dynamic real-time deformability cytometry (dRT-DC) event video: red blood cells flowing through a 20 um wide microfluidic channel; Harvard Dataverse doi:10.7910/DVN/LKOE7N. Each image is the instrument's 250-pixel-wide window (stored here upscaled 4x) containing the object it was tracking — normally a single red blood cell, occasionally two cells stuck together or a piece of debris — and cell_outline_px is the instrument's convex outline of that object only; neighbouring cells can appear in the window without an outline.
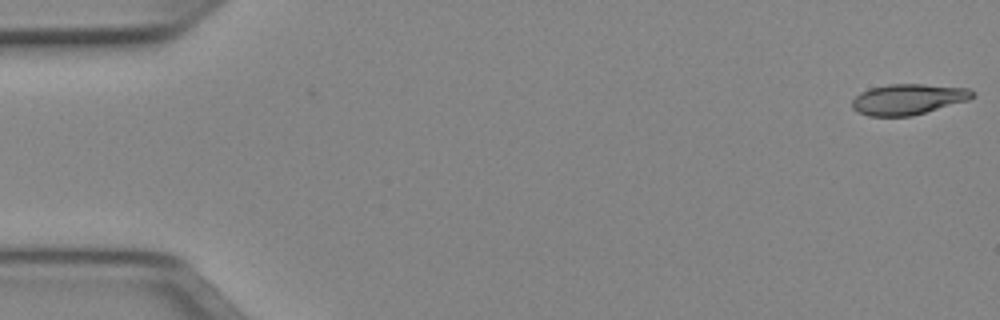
{"species": "Egyptian fruit bat (a non-hibernating species)", "species_latin": "Rousettus aegyptiacus", "temperature_condition": "cold", "stored_images_in_passage": 47, "camera_frame_rate_fps": 3000, "um_per_image_px": 0.085, "animal": {"sex": "female"}, "frame": {"image": 1, "passage_image": 1, "time_ms": 0.0, "image_size_px": [1000, 320], "cell_outline_px": [[976, 96], [968, 100], [912, 116], [868, 116], [856, 112], [852, 108], [852, 100], [860, 92], [872, 88], [888, 84], [924, 84], [968, 88], [976, 92]], "centroid_in_image_um": [77.19, 8.44], "position_along_channel_um": 7.8, "area_um2": 21.62}}
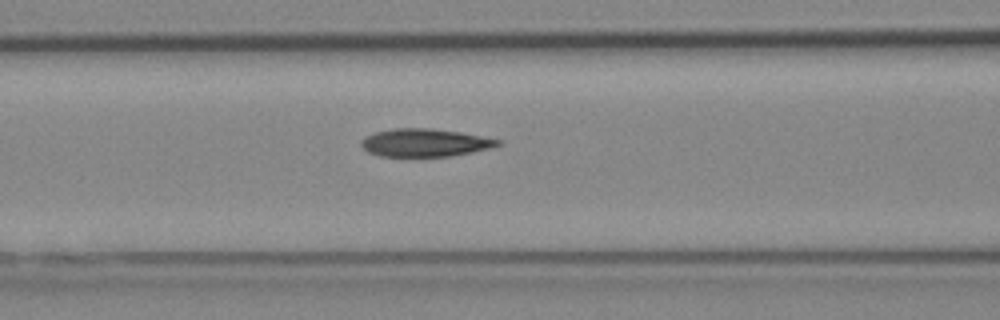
{"frame": {"image": 2, "passage_image": 21, "time_ms": 6.667, "image_size_px": [1000, 320], "cell_outline_px": [[504, 144], [472, 152], [452, 156], [380, 156], [368, 152], [360, 144], [360, 140], [364, 136], [376, 132], [392, 128], [432, 128], [460, 132], [500, 140]], "centroid_in_image_um": [36.08, 12.12], "position_along_channel_um": 130.5, "area_um2": 22.2}}
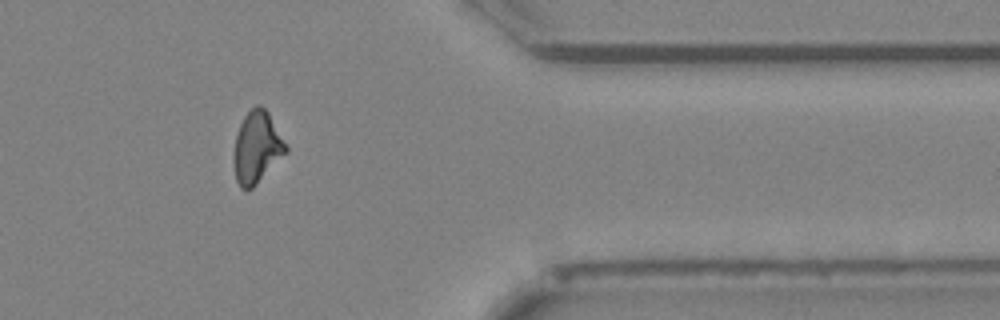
{"frame": {"image": 3, "passage_image": 42, "time_ms": 13.667, "image_size_px": [1000, 320], "cell_outline_px": [[288, 152], [252, 188], [240, 188], [236, 180], [232, 160], [236, 136], [240, 124], [244, 116], [256, 104], [260, 104], [268, 112], [288, 148]], "centroid_in_image_um": [21.82, 12.53], "position_along_channel_um": 389.6, "area_um2": 21.68}}